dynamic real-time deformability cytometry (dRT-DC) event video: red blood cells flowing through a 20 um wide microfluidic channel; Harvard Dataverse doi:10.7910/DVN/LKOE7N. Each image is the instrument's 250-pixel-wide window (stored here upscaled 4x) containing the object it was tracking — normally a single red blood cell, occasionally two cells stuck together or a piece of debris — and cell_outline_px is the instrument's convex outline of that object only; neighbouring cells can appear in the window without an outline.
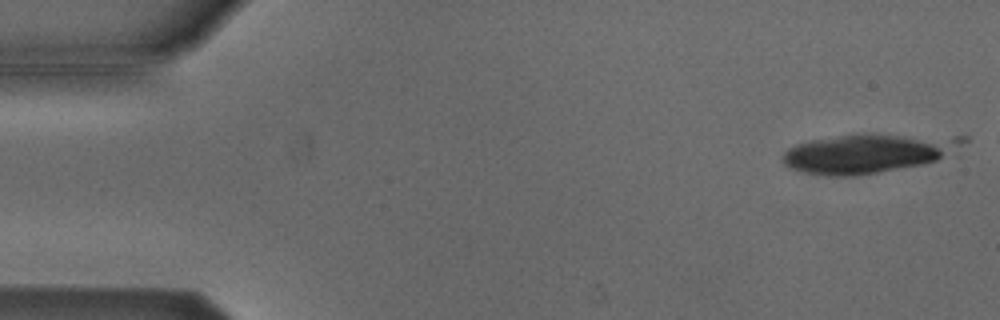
{"species": "Egyptian fruit bat (a non-hibernating species)", "species_latin": "Rousettus aegyptiacus", "temperature_condition": "cold", "stored_images_in_passage": 2, "camera_frame_rate_fps": 3000, "um_per_image_px": 0.085, "animal": {"sex": "male"}, "frame": {"image": 1, "passage_image": 1, "time_ms": 0.0, "image_size_px": [1000, 320], "cell_outline_px": [[968, 140], [936, 160], [924, 164], [856, 176], [824, 176], [804, 172], [788, 168], [780, 160], [784, 152], [788, 148], [796, 144], [812, 140], [840, 136], [968, 136]], "centroid_in_image_um": [73.68, 13.07], "position_along_channel_um": 11.3, "area_um2": 39.82}}